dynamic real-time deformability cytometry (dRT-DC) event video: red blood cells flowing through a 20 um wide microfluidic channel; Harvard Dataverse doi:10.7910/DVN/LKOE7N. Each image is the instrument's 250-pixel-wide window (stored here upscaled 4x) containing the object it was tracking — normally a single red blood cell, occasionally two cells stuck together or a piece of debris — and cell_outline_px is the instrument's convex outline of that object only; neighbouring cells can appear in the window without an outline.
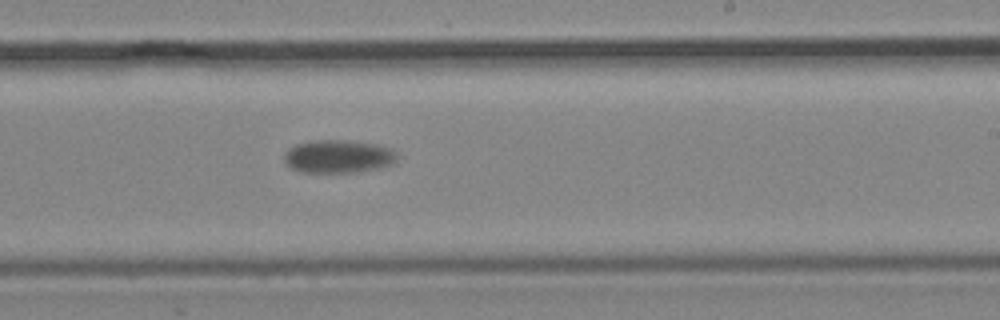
{"species": "common noctule bat (a hibernating species)", "species_latin": "Nyctalus noctula", "temperature_condition": "cold", "stored_images_in_passage": 26, "camera_frame_rate_fps": 3000, "um_per_image_px": 0.085, "animal": {"sex": "male", "body_mass_g": 19.2, "forearm_length_mm": 51.8}, "frame": {"image": 1, "passage_image": 26, "time_ms": 31.667, "image_size_px": [1000, 320], "cell_outline_px": [[400, 156], [392, 164], [380, 168], [356, 172], [300, 172], [284, 164], [284, 152], [288, 148], [296, 144], [316, 140], [344, 140], [376, 144], [392, 148]], "centroid_in_image_um": [28.76, 13.3], "position_along_channel_um": 260.2, "area_um2": 22.02}}